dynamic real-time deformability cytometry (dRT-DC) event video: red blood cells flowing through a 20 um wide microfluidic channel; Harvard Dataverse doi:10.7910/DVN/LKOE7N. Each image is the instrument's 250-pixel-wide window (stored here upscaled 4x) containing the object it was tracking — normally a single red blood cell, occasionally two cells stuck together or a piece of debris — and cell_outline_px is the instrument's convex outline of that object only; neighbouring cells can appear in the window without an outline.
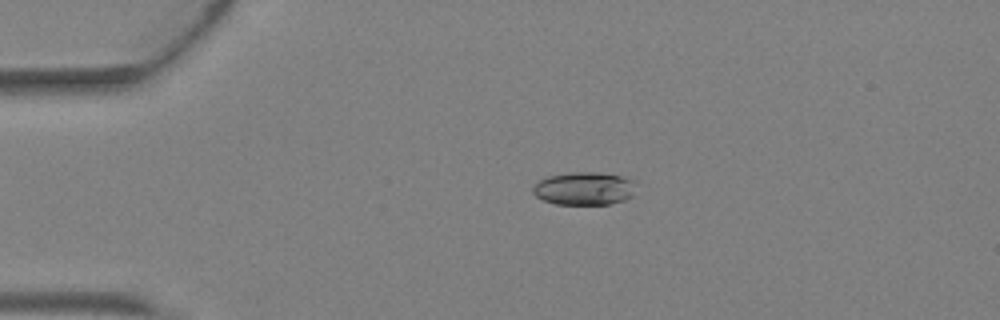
{"species": "Egyptian fruit bat (a non-hibernating species)", "species_latin": "Rousettus aegyptiacus", "temperature_condition": "warm", "stored_images_in_passage": 2, "camera_frame_rate_fps": 3000, "um_per_image_px": 0.085, "animal": {"sex": "female"}, "frame": {"image": 1, "passage_image": 1, "time_ms": 0.0, "image_size_px": [1000, 320], "cell_outline_px": [[636, 180], [632, 196], [624, 200], [608, 204], [556, 204], [544, 200], [536, 196], [532, 192], [532, 188], [540, 180], [548, 176], [568, 172], [600, 172], [620, 176]], "centroid_in_image_um": [49.67, 16.01], "position_along_channel_um": 35.3, "area_um2": 19.88}}